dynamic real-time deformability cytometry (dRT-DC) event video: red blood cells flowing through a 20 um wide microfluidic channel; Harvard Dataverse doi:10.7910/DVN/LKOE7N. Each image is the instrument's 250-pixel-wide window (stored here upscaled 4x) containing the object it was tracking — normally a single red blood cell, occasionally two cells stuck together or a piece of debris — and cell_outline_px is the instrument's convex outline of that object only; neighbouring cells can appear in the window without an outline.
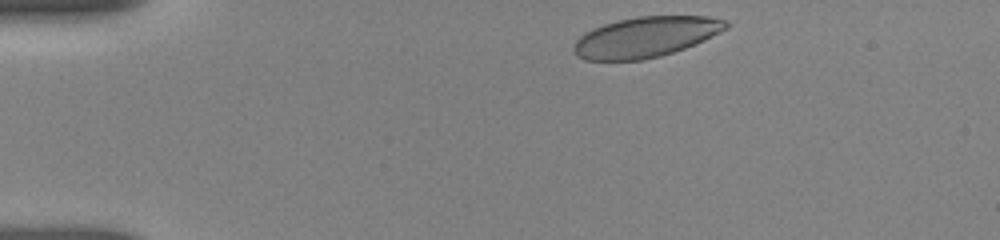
{"species": "human", "species_latin": "Homo sapiens", "temperature_condition": "room temperature", "stored_images_in_passage": 12, "camera_frame_rate_fps": 3000, "um_per_image_px": 0.085, "donor": {"sex": "female"}, "frame": {"image": 1, "passage_image": 1, "time_ms": 0.0, "image_size_px": [1000, 240], "cell_outline_px": [[732, 24], [728, 28], [704, 40], [684, 48], [660, 56], [644, 60], [584, 60], [576, 56], [572, 52], [572, 48], [576, 40], [584, 32], [592, 28], [604, 24], [636, 16], [708, 16], [724, 20]], "centroid_in_image_um": [54.86, 3.15], "position_along_channel_um": 30.1, "area_um2": 36.01}}
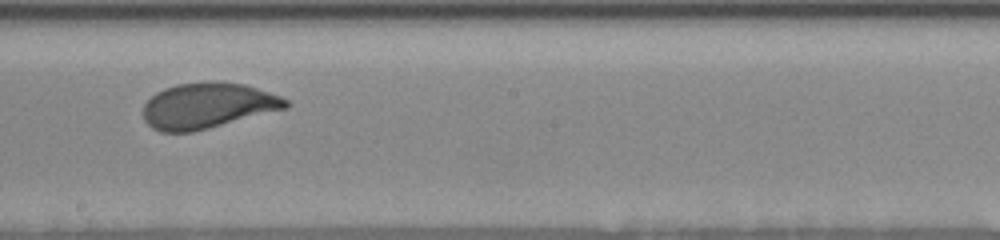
{"frame": {"image": 2, "passage_image": 7, "time_ms": 7.0, "image_size_px": [1000, 240], "cell_outline_px": [[292, 104], [288, 108], [192, 132], [160, 132], [152, 128], [144, 120], [144, 104], [156, 92], [164, 88], [176, 84], [216, 80], [244, 84], [280, 96], [288, 100]], "centroid_in_image_um": [17.65, 8.97], "position_along_channel_um": 230.5, "area_um2": 38.03}}
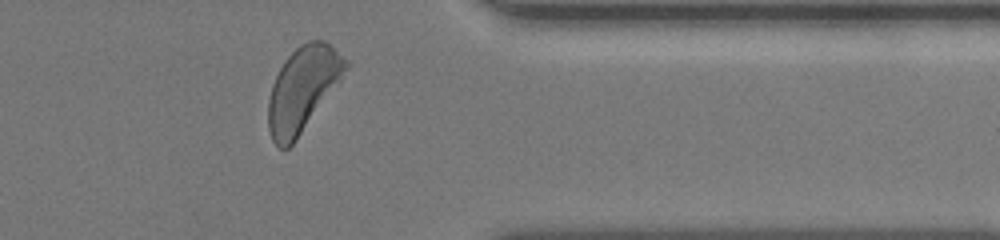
{"frame": {"image": 3, "passage_image": 11, "time_ms": 11.333, "image_size_px": [1000, 240], "cell_outline_px": [[348, 68], [340, 80], [296, 140], [288, 148], [280, 148], [272, 140], [268, 128], [268, 100], [272, 84], [284, 60], [300, 44], [308, 40], [324, 40], [348, 60]], "centroid_in_image_um": [25.71, 7.56], "position_along_channel_um": 385.7, "area_um2": 37.69}, "authors_computed_cell_mechanics": {"area_um2": 37.7434, "velocity_mm_per_s": 3.7827, "shape_relaxation_time_tau1_ms": 2.153, "shape_relaxation_time_tau2_ms": null, "deformation_change_tau1": 0.0984, "deformation_change_tau2": null}}